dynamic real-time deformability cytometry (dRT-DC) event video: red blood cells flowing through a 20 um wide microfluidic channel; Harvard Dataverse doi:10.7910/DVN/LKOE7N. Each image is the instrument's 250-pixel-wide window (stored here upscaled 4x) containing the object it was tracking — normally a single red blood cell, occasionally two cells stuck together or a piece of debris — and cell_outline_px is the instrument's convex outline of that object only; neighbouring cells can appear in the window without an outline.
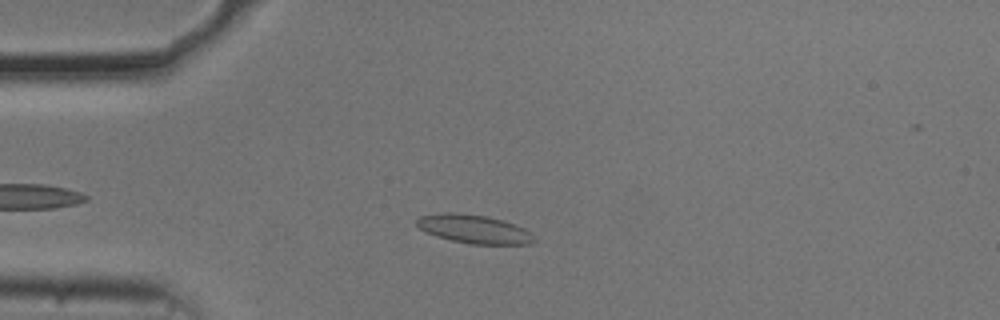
{"species": "common noctule bat (a hibernating species)", "species_latin": "Nyctalus noctula", "temperature_condition": "cold", "stored_images_in_passage": 45, "camera_frame_rate_fps": 3000, "um_per_image_px": 0.085, "animal": {"sex": "male", "body_mass_g": 20.5, "forearm_length_mm": 52.5}, "frame": {"image": 1, "passage_image": 10, "time_ms": 3.0, "image_size_px": [1000, 320], "cell_outline_px": [[536, 240], [532, 244], [472, 244], [452, 240], [436, 236], [420, 228], [416, 224], [416, 220], [420, 216], [444, 212], [456, 212], [488, 216], [504, 220], [516, 224], [524, 228]], "centroid_in_image_um": [40.31, 19.46], "position_along_channel_um": 44.7, "area_um2": 19.54}}
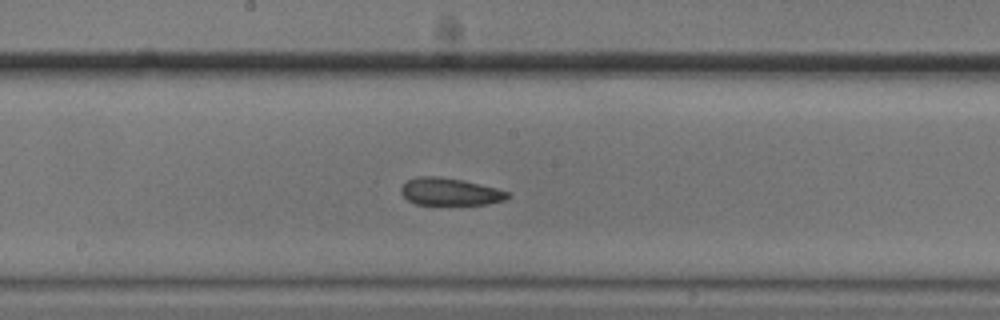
{"frame": {"image": 2, "passage_image": 25, "time_ms": 8.0, "image_size_px": [1000, 320], "cell_outline_px": [[512, 196], [504, 200], [488, 204], [416, 204], [408, 200], [400, 192], [400, 188], [408, 180], [416, 176], [440, 176], [464, 180], [496, 188], [508, 192]], "centroid_in_image_um": [38.25, 16.28], "position_along_channel_um": 210.0, "area_um2": 16.99}}
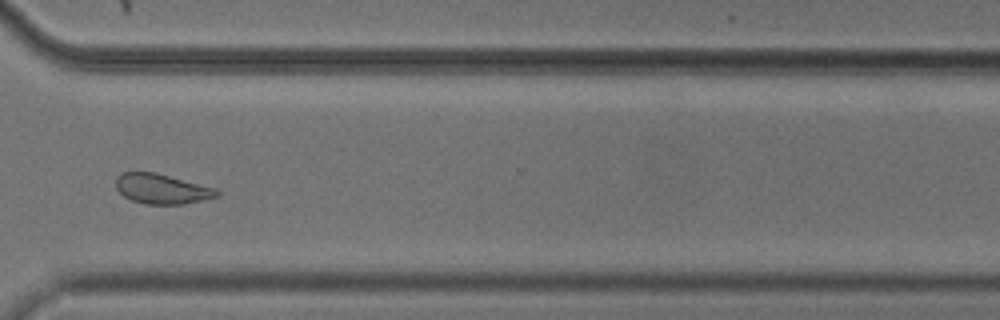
{"frame": {"image": 3, "passage_image": 37, "time_ms": 12.0, "image_size_px": [1000, 320], "cell_outline_px": [[220, 196], [204, 200], [184, 204], [148, 204], [132, 200], [124, 196], [116, 188], [116, 176], [124, 172], [156, 172], [216, 188], [220, 192]], "centroid_in_image_um": [13.79, 16.05], "position_along_channel_um": 356.8, "area_um2": 17.69}, "authors_computed_cell_mechanics": {"area_um2": 18.3804, "velocity_mm_per_s": 3.6844, "shape_relaxation_time_tau1_ms": null, "shape_relaxation_time_tau2_ms": 2.6119, "deformation_change_tau1": null, "deformation_change_tau2": 0.0972}}